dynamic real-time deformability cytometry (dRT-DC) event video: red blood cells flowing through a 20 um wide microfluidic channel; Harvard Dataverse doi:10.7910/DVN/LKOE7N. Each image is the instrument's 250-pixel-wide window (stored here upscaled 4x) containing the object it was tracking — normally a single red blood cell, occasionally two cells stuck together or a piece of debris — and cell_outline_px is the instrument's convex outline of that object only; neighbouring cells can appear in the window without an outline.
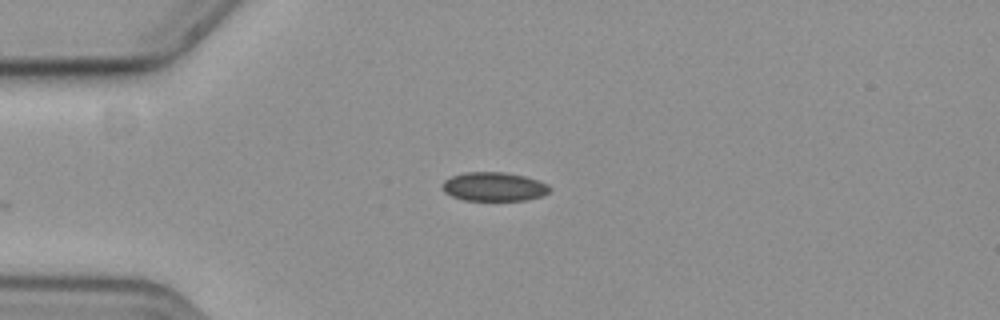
{"species": "common noctule bat (a hibernating species)", "species_latin": "Nyctalus noctula", "temperature_condition": "cold", "stored_images_in_passage": 38, "camera_frame_rate_fps": 3000, "um_per_image_px": 0.085, "animal": {"sex": "female", "body_mass_g": 19.3, "forearm_length_mm": 54.1}, "frame": {"image": 1, "passage_image": 1, "time_ms": 0.0, "image_size_px": [1000, 320], "cell_outline_px": [[552, 188], [548, 192], [540, 196], [524, 200], [464, 200], [452, 196], [444, 192], [444, 180], [452, 176], [464, 172], [504, 172], [524, 176], [540, 180], [548, 184]], "centroid_in_image_um": [42.01, 15.86], "position_along_channel_um": 43.0, "area_um2": 17.98}}
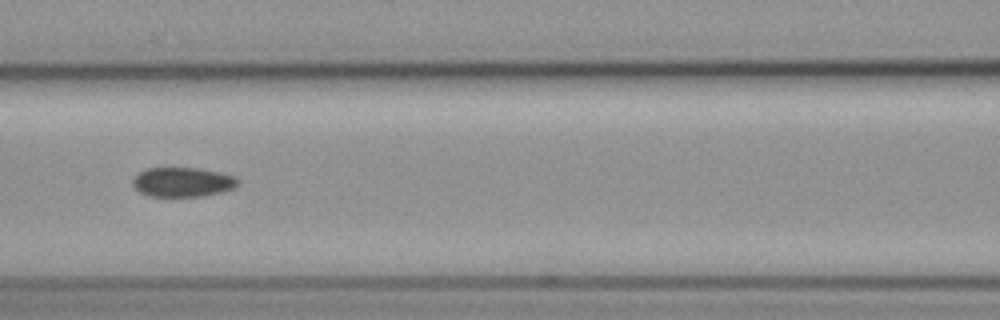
{"frame": {"image": 2, "passage_image": 12, "time_ms": 3.667, "image_size_px": [1000, 320], "cell_outline_px": [[240, 184], [236, 188], [204, 196], [148, 196], [140, 192], [132, 184], [132, 180], [140, 172], [148, 168], [196, 168], [220, 172], [236, 176], [240, 180]], "centroid_in_image_um": [15.58, 15.48], "position_along_channel_um": 151.0, "area_um2": 18.15}}
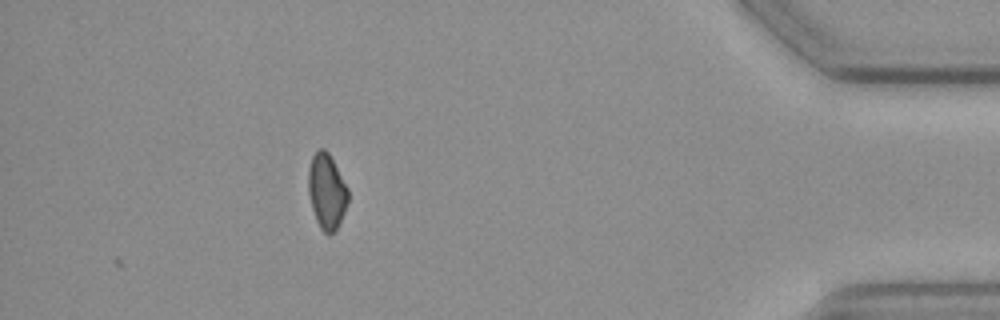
{"frame": {"image": 3, "passage_image": 38, "time_ms": 12.333, "image_size_px": [1000, 320], "cell_outline_px": [[348, 200], [344, 212], [336, 228], [328, 236], [320, 228], [316, 220], [312, 208], [308, 192], [308, 168], [312, 156], [320, 148], [324, 148], [328, 152], [348, 188]], "centroid_in_image_um": [27.75, 16.25], "position_along_channel_um": 407.4, "area_um2": 17.28}}